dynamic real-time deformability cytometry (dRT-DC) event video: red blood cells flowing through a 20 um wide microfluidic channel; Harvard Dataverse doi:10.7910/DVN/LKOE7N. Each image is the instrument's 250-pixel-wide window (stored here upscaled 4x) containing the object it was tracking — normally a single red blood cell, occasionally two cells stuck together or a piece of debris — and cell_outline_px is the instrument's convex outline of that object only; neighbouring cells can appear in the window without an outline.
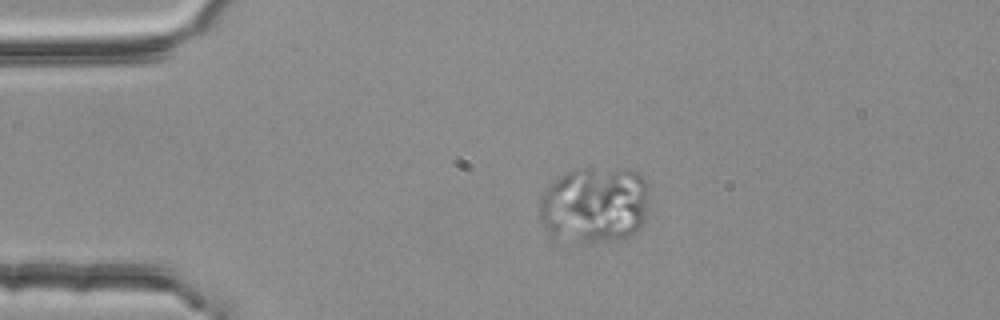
{"species": "common noctule bat (a hibernating species)", "species_latin": "Nyctalus noctula", "temperature_condition": "room temperature", "stored_images_in_passage": 4, "camera_frame_rate_fps": 3000, "um_per_image_px": 0.085, "animal": {"sex": "female", "body_mass_g": 25.1}, "frame": {"image": 1, "passage_image": 3, "time_ms": 0.667, "image_size_px": [1000, 320], "cell_outline_px": [[644, 220], [640, 228], [636, 232], [624, 240], [552, 240], [540, 220], [540, 196], [556, 180], [572, 172], [640, 172], [644, 180]], "centroid_in_image_um": [50.47, 17.53], "position_along_channel_um": 34.5, "area_um2": 46.7}}